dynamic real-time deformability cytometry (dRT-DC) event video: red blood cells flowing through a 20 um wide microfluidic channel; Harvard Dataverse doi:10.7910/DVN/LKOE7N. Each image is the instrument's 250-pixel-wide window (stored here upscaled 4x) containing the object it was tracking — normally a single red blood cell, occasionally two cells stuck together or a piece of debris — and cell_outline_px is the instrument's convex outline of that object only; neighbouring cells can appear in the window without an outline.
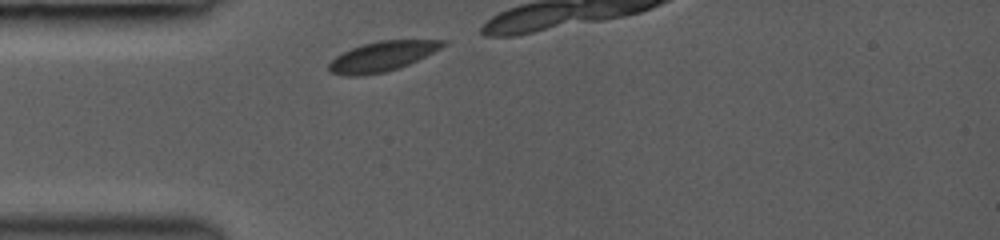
{"species": "common noctule bat (a hibernating species)", "species_latin": "Nyctalus noctula", "temperature_condition": "room temperature", "stored_images_in_passage": 4, "camera_frame_rate_fps": 3000, "um_per_image_px": 0.085, "animal": {"sex": "female", "body_mass_g": 19.0, "forearm_length_mm": 53.3}, "frame": {"image": 1, "passage_image": 1, "time_ms": 0.0, "image_size_px": [1000, 240], "cell_outline_px": [[448, 44], [408, 64], [384, 72], [360, 76], [348, 76], [328, 72], [328, 64], [336, 56], [352, 48], [364, 44], [380, 40], [448, 40]], "centroid_in_image_um": [32.46, 4.79], "position_along_channel_um": 52.5, "area_um2": 19.54}}